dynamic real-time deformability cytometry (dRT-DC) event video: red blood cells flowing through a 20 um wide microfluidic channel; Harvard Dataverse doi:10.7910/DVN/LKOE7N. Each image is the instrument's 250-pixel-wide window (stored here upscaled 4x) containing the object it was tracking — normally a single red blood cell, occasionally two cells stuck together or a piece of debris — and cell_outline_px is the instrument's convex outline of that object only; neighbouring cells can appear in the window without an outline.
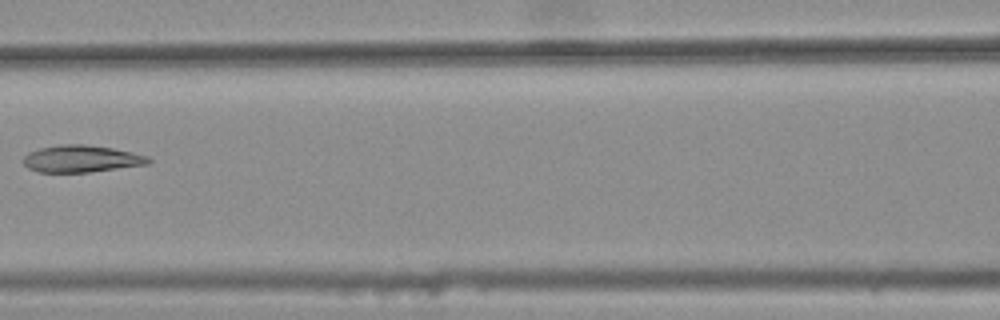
{"species": "common noctule bat (a hibernating species)", "species_latin": "Nyctalus noctula", "temperature_condition": "warm", "stored_images_in_passage": 7, "camera_frame_rate_fps": 3000, "um_per_image_px": 0.085, "animal": {"sex": "female", "body_mass_g": 25.1}, "frame": {"image": 1, "passage_image": 7, "time_ms": 2.0, "image_size_px": [1000, 320], "cell_outline_px": [[152, 160], [148, 164], [88, 172], [40, 172], [28, 168], [20, 160], [28, 152], [40, 148], [60, 144], [84, 144], [112, 148], [132, 152], [148, 156]], "centroid_in_image_um": [6.88, 13.49], "position_along_channel_um": 159.7, "area_um2": 19.71}}